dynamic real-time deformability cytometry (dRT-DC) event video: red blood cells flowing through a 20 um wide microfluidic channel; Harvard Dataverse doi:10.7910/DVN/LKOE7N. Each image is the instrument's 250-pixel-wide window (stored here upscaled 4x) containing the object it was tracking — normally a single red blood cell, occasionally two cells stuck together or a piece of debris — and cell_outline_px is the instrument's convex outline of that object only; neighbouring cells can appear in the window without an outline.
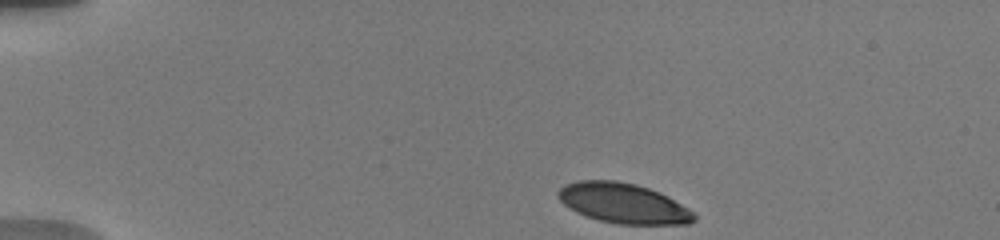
{"species": "human", "species_latin": "Homo sapiens", "temperature_condition": "warm", "stored_images_in_passage": 8, "camera_frame_rate_fps": 3000, "um_per_image_px": 0.085, "donor": {"sex": "male"}, "frame": {"image": 1, "passage_image": 1, "time_ms": 0.0, "image_size_px": [1000, 240], "cell_outline_px": [[696, 220], [688, 224], [616, 224], [600, 220], [576, 212], [564, 204], [556, 196], [556, 192], [564, 184], [580, 180], [616, 180], [636, 184], [648, 188], [668, 196], [688, 208], [696, 216]], "centroid_in_image_um": [52.97, 17.27], "position_along_channel_um": 32.0, "area_um2": 31.73}}
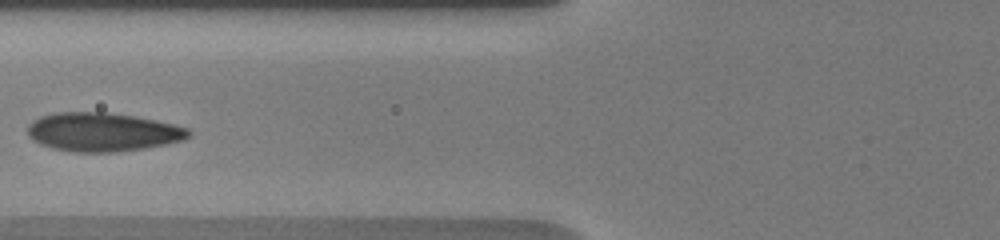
{"frame": {"image": 2, "passage_image": 6, "time_ms": 4.333, "image_size_px": [1000, 240], "cell_outline_px": [[192, 132], [184, 140], [144, 148], [116, 152], [76, 152], [52, 148], [40, 144], [32, 140], [28, 136], [28, 128], [32, 120], [40, 116], [56, 112], [104, 112], [132, 116], [156, 120], [188, 128]], "centroid_in_image_um": [8.69, 11.22], "position_along_channel_um": 117.1, "area_um2": 36.24}}
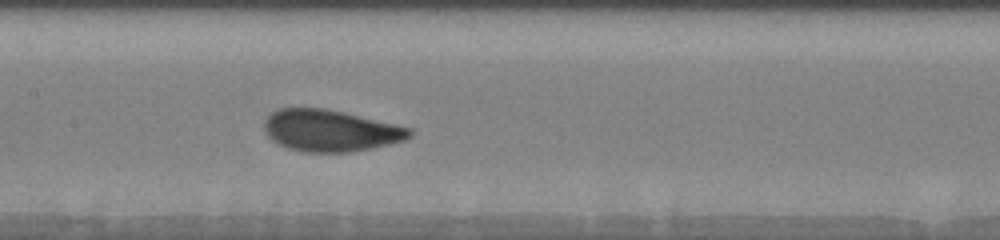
{"frame": {"image": 3, "passage_image": 8, "time_ms": 6.0, "image_size_px": [1000, 240], "cell_outline_px": [[412, 136], [404, 140], [372, 148], [352, 152], [304, 152], [288, 148], [272, 140], [264, 132], [264, 120], [272, 112], [280, 108], [324, 108], [344, 112], [412, 128]], "centroid_in_image_um": [28.07, 11.1], "position_along_channel_um": 179.3, "area_um2": 35.26}}